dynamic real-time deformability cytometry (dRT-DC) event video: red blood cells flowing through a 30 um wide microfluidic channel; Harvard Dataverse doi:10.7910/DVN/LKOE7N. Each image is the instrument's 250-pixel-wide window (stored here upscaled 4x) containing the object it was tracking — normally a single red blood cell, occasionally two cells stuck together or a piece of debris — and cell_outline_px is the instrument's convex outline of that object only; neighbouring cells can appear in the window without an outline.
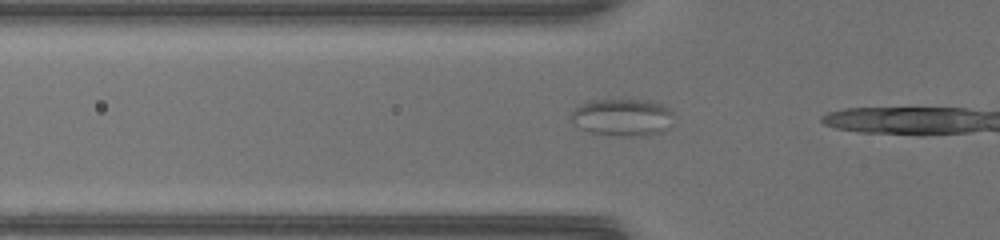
{"species": "common noctule bat (a hibernating species)", "species_latin": "Nyctalus noctula", "temperature_condition": "warm", "stored_images_in_passage": 8, "camera_frame_rate_fps": 3000, "um_per_image_px": 0.085, "animal": {"sex": "female", "body_mass_g": 17.0, "forearm_length_mm": 48.0}, "frame": {"image": 1, "passage_image": 3, "time_ms": 0.667, "image_size_px": [1000, 240], "cell_outline_px": [[672, 112], [668, 128], [664, 132], [648, 136], [620, 136], [588, 132], [572, 124], [568, 120], [568, 116], [572, 108], [588, 100], [648, 100], [660, 104], [668, 108]], "centroid_in_image_um": [52.81, 9.98], "position_along_channel_um": 73.0, "area_um2": 22.77}}
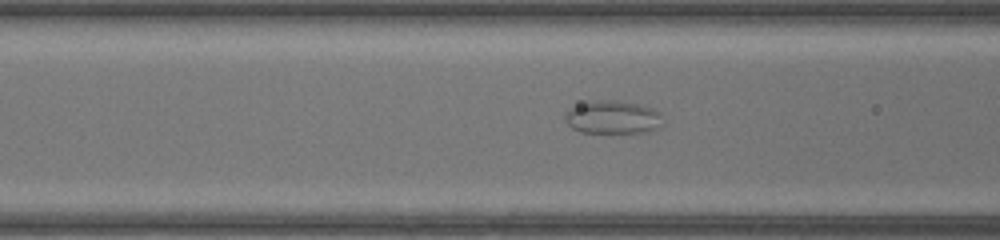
{"frame": {"image": 2, "passage_image": 6, "time_ms": 1.667, "image_size_px": [1000, 240], "cell_outline_px": [[664, 124], [648, 132], [580, 132], [572, 128], [564, 120], [564, 116], [568, 108], [588, 100], [612, 100], [636, 104], [652, 108], [660, 112]], "centroid_in_image_um": [52.05, 9.96], "position_along_channel_um": 114.5, "area_um2": 19.02}}